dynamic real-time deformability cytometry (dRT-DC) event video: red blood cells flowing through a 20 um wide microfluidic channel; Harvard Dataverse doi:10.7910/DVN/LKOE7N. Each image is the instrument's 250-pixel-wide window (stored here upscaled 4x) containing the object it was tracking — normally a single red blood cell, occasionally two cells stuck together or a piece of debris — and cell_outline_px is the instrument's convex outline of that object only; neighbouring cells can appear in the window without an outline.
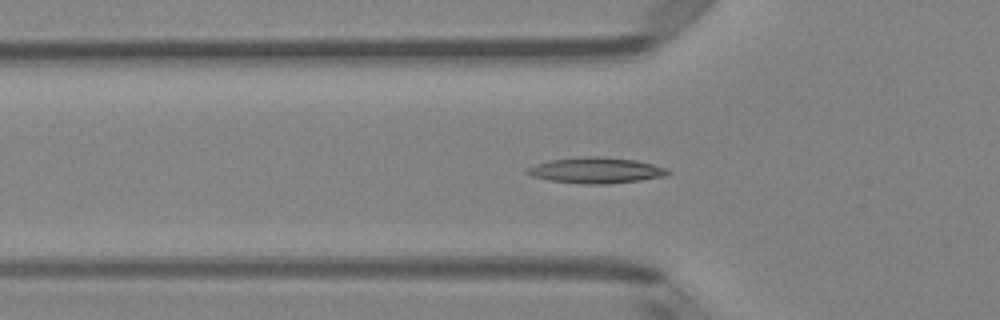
{"species": "Egyptian fruit bat (a non-hibernating species)", "species_latin": "Rousettus aegyptiacus", "temperature_condition": "room temperature", "stored_images_in_passage": 52, "camera_frame_rate_fps": 3000, "um_per_image_px": 0.085, "animal": {"sex": "female"}, "frame": {"image": 1, "passage_image": 17, "time_ms": 5.333, "image_size_px": [1000, 320], "cell_outline_px": [[672, 172], [668, 176], [640, 180], [604, 184], [584, 184], [548, 180], [532, 176], [524, 172], [528, 168], [536, 164], [548, 160], [584, 156], [596, 156], [636, 160], [652, 164], [664, 168]], "centroid_in_image_um": [50.65, 14.48], "position_along_channel_um": 75.1, "area_um2": 21.15}}
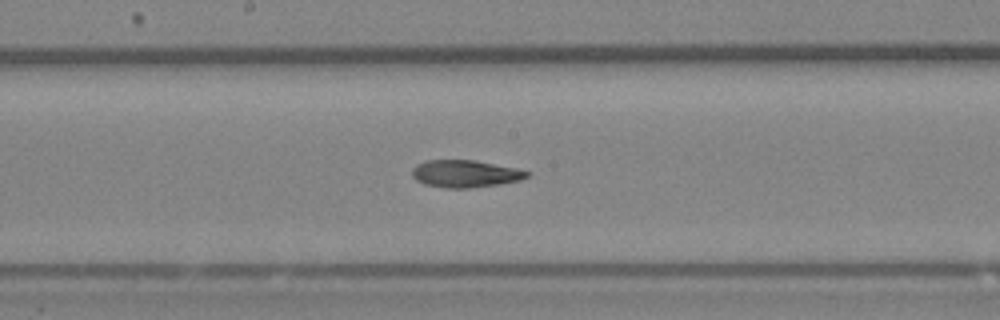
{"frame": {"image": 2, "passage_image": 27, "time_ms": 8.667, "image_size_px": [1000, 320], "cell_outline_px": [[532, 172], [528, 176], [520, 180], [500, 184], [472, 188], [444, 188], [424, 184], [416, 180], [412, 176], [412, 168], [416, 164], [424, 160], [472, 160], [516, 168]], "centroid_in_image_um": [39.52, 14.77], "position_along_channel_um": 208.7, "area_um2": 18.38}}
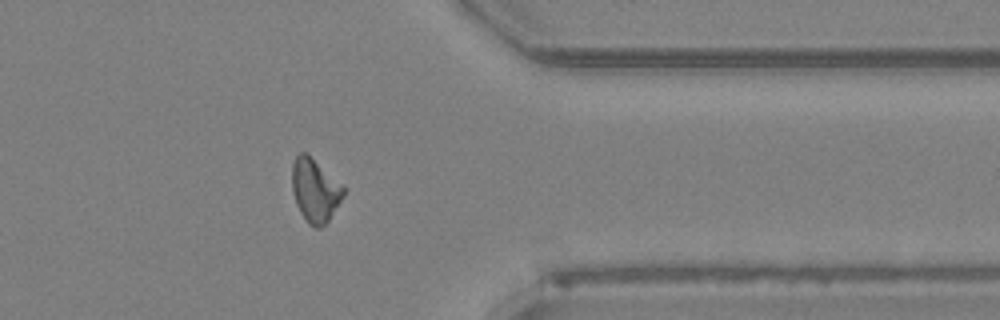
{"frame": {"image": 3, "passage_image": 41, "time_ms": 13.333, "image_size_px": [1000, 320], "cell_outline_px": [[348, 188], [344, 196], [328, 220], [320, 228], [316, 228], [308, 224], [300, 212], [296, 204], [292, 192], [292, 164], [296, 156], [300, 152], [304, 152]], "centroid_in_image_um": [26.79, 16.19], "position_along_channel_um": 384.6, "area_um2": 19.02}, "authors_computed_cell_mechanics": {"area_um2": 18.7561, "velocity_mm_per_s": 4.0036, "shape_relaxation_time_tau1_ms": null, "shape_relaxation_time_tau2_ms": 4.9256, "deformation_change_tau1": null, "deformation_change_tau2": 0.1367}}